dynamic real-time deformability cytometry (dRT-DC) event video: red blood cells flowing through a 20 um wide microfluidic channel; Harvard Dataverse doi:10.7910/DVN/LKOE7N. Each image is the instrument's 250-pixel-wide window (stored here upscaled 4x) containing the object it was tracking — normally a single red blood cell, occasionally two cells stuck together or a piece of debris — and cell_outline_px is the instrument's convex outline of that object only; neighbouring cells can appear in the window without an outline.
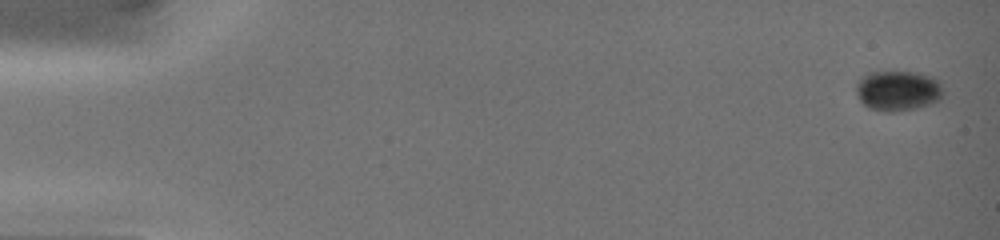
{"species": "common noctule bat (a hibernating species)", "species_latin": "Nyctalus noctula", "temperature_condition": "warm", "stored_images_in_passage": 31, "camera_frame_rate_fps": 3000, "um_per_image_px": 0.085, "animal": {"sex": "female", "body_mass_g": 19.0, "forearm_length_mm": 51.5}, "frame": {"image": 1, "passage_image": 1, "time_ms": 0.0, "image_size_px": [1000, 240], "cell_outline_px": [[944, 92], [940, 100], [916, 108], [892, 112], [884, 112], [868, 108], [860, 100], [856, 92], [856, 84], [860, 76], [868, 72], [916, 72], [932, 76], [940, 80]], "centroid_in_image_um": [76.32, 7.7], "position_along_channel_um": 8.7, "area_um2": 20.75}}
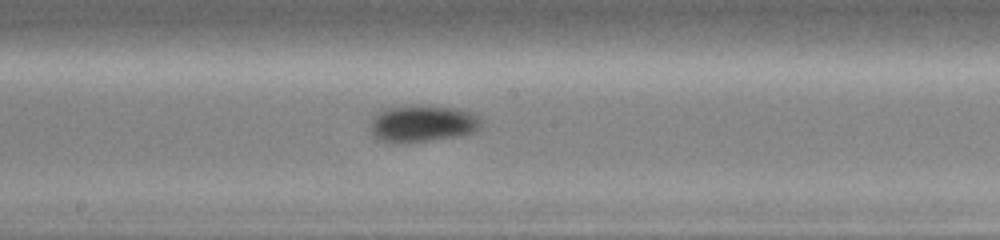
{"frame": {"image": 2, "passage_image": 18, "time_ms": 9.0, "image_size_px": [1000, 240], "cell_outline_px": [[480, 128], [476, 132], [460, 136], [408, 144], [380, 140], [372, 136], [372, 120], [380, 112], [388, 108], [456, 108], [472, 112], [480, 120]], "centroid_in_image_um": [35.96, 10.58], "position_along_channel_um": 212.2, "area_um2": 23.0}}
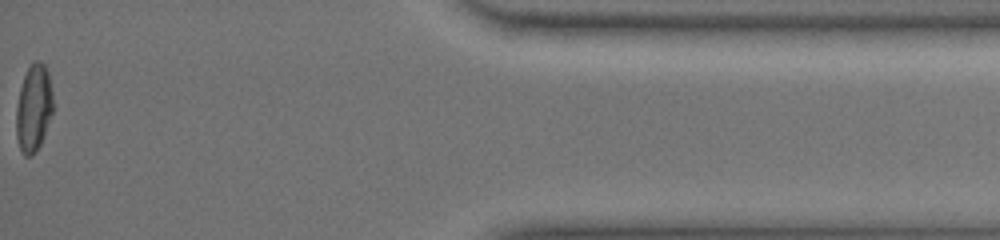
{"frame": {"image": 3, "passage_image": 31, "time_ms": 15.667, "image_size_px": [1000, 240], "cell_outline_px": [[52, 112], [40, 144], [36, 152], [32, 156], [24, 156], [20, 148], [16, 136], [16, 108], [20, 88], [24, 76], [28, 68], [36, 60], [40, 60], [44, 64], [48, 72], [52, 92]], "centroid_in_image_um": [2.85, 9.19], "position_along_channel_um": 432.4, "area_um2": 18.5}, "authors_computed_cell_mechanics": {"area_um2": 21.6172, "velocity_mm_per_s": 4.0948, "shape_relaxation_time_tau1_ms": 5.2005, "shape_relaxation_time_tau2_ms": null, "deformation_change_tau1": 0.0773, "deformation_change_tau2": null}}